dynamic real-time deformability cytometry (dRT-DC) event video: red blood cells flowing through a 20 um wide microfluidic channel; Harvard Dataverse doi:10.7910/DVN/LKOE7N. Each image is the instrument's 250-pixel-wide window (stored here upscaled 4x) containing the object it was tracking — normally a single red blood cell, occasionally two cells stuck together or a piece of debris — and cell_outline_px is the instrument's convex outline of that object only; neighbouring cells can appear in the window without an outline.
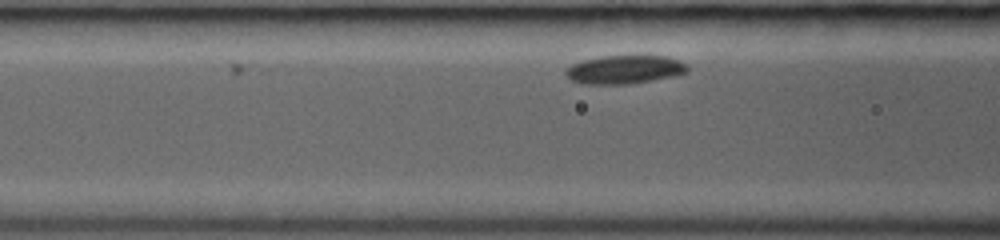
{"species": "common noctule bat (a hibernating species)", "species_latin": "Nyctalus noctula", "temperature_condition": "room temperature", "stored_images_in_passage": 6, "camera_frame_rate_fps": 3000, "um_per_image_px": 0.085, "animal": {"sex": "female", "body_mass_g": 19.0, "forearm_length_mm": 53.3}, "frame": {"image": 1, "passage_image": 6, "time_ms": 1.667, "image_size_px": [1000, 240], "cell_outline_px": [[688, 72], [672, 76], [652, 80], [628, 84], [584, 84], [572, 80], [564, 76], [564, 72], [572, 64], [584, 60], [604, 56], [664, 56], [676, 60], [684, 64], [688, 68]], "centroid_in_image_um": [53.04, 5.92], "position_along_channel_um": 113.6, "area_um2": 19.88}}